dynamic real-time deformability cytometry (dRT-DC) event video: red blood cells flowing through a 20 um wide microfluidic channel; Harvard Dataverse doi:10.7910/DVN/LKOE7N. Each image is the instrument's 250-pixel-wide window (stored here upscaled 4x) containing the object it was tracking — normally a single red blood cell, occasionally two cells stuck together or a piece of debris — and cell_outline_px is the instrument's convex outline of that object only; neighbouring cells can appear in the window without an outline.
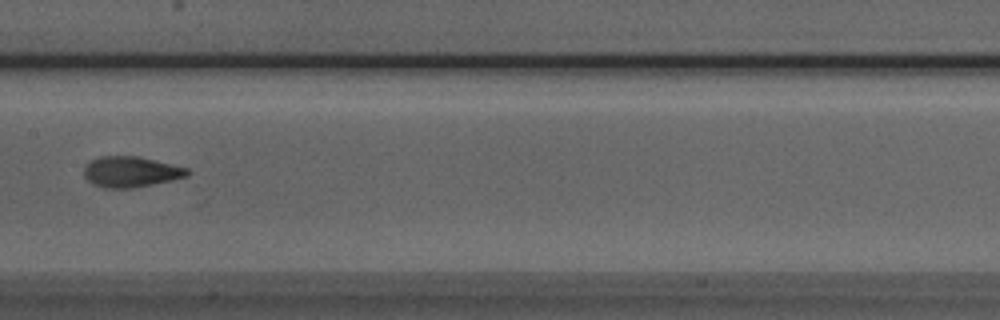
{"species": "Egyptian fruit bat (a non-hibernating species)", "species_latin": "Rousettus aegyptiacus", "temperature_condition": "room temperature", "stored_images_in_passage": 7, "camera_frame_rate_fps": 3000, "um_per_image_px": 0.085, "animal": {"sex": "male"}, "frame": {"image": 1, "passage_image": 7, "time_ms": 7.667, "image_size_px": [1000, 320], "cell_outline_px": [[192, 172], [188, 176], [172, 180], [132, 188], [104, 188], [92, 184], [84, 176], [84, 168], [92, 160], [100, 156], [140, 156], [188, 168]], "centroid_in_image_um": [11.15, 14.6], "position_along_channel_um": 196.3, "area_um2": 18.55}}